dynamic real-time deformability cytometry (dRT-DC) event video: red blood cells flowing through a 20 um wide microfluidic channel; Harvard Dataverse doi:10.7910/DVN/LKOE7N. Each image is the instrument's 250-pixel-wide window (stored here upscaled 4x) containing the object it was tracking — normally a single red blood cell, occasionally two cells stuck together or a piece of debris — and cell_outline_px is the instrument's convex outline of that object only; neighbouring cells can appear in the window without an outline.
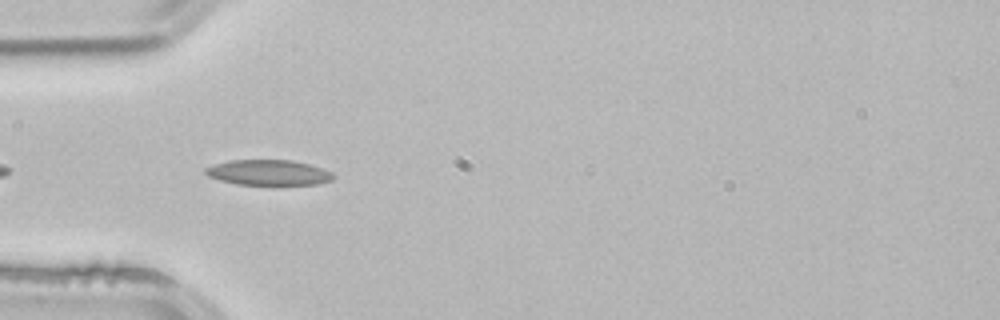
{"species": "common noctule bat (a hibernating species)", "species_latin": "Nyctalus noctula", "temperature_condition": "room temperature", "stored_images_in_passage": 4, "camera_frame_rate_fps": 3000, "um_per_image_px": 0.085, "animal": {"sex": "male", "body_mass_g": 21.5, "forearm_length_mm": 52.0}, "frame": {"image": 1, "passage_image": 4, "time_ms": 1.0, "image_size_px": [1000, 320], "cell_outline_px": [[336, 176], [332, 180], [316, 184], [272, 188], [236, 184], [220, 180], [208, 176], [204, 172], [204, 168], [212, 164], [228, 160], [292, 160], [308, 164], [332, 172]], "centroid_in_image_um": [22.81, 14.72], "position_along_channel_um": 62.2, "area_um2": 20.0}}